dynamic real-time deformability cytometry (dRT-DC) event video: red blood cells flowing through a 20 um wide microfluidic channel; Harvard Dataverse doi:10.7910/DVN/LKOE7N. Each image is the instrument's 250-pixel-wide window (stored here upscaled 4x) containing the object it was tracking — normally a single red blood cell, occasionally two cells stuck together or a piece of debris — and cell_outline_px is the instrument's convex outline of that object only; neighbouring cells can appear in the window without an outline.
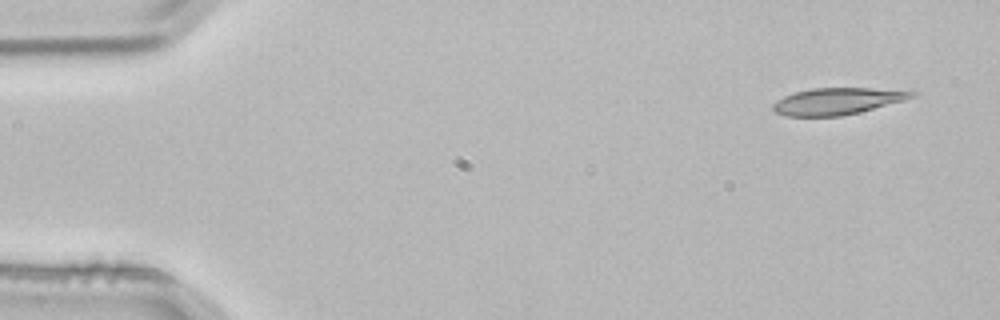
{"species": "common noctule bat (a hibernating species)", "species_latin": "Nyctalus noctula", "temperature_condition": "room temperature", "stored_images_in_passage": 2, "camera_frame_rate_fps": 3000, "um_per_image_px": 0.085, "animal": {"sex": "male", "body_mass_g": 21.5, "forearm_length_mm": 52.0}, "frame": {"image": 1, "passage_image": 2, "time_ms": 0.333, "image_size_px": [1000, 320], "cell_outline_px": [[916, 96], [904, 100], [860, 112], [840, 116], [788, 116], [776, 112], [772, 108], [772, 104], [784, 96], [796, 92], [812, 88], [912, 88], [916, 92]], "centroid_in_image_um": [71.3, 8.57], "position_along_channel_um": 13.7, "area_um2": 21.91}}